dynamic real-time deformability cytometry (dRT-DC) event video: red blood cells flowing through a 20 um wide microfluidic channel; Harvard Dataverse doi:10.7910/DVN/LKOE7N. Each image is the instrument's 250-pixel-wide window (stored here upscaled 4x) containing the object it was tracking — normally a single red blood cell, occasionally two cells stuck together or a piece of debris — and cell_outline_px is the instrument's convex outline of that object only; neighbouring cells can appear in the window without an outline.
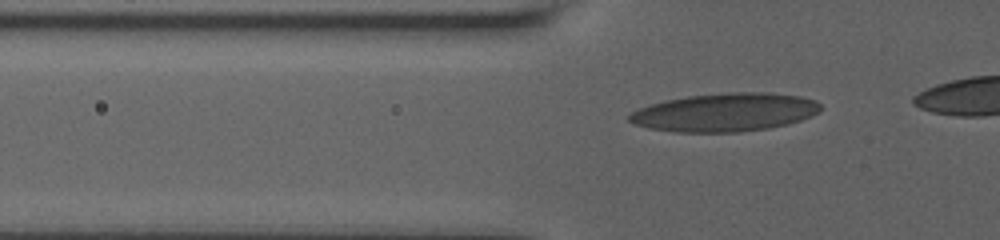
{"species": "human", "species_latin": "Homo sapiens", "temperature_condition": "room temperature", "stored_images_in_passage": 44, "camera_frame_rate_fps": 3000, "um_per_image_px": 0.085, "donor": {"sex": "male"}, "frame": {"image": 1, "passage_image": 7, "time_ms": 1.0, "image_size_px": [1000, 240], "cell_outline_px": [[824, 108], [820, 112], [812, 116], [788, 124], [768, 128], [736, 132], [676, 132], [648, 128], [632, 124], [628, 120], [628, 116], [632, 112], [640, 108], [652, 104], [668, 100], [688, 96], [728, 92], [768, 92], [800, 96], [816, 100]], "centroid_in_image_um": [61.67, 9.55], "position_along_channel_um": 64.1, "area_um2": 42.83}}
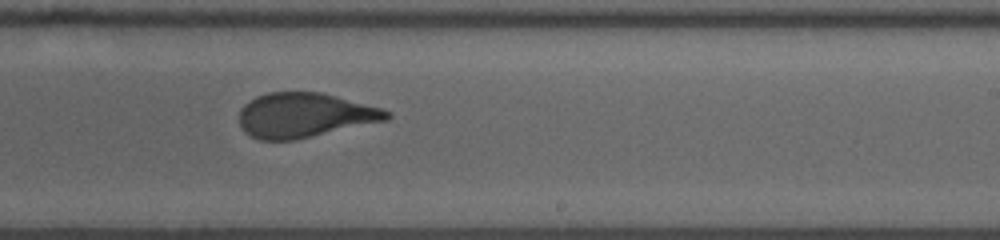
{"frame": {"image": 2, "passage_image": 31, "time_ms": 6.667, "image_size_px": [1000, 240], "cell_outline_px": [[392, 116], [388, 120], [292, 140], [260, 140], [244, 132], [240, 124], [240, 108], [244, 104], [256, 96], [268, 92], [320, 92], [380, 108], [392, 112]], "centroid_in_image_um": [25.87, 9.79], "position_along_channel_um": 263.1, "area_um2": 38.03}}
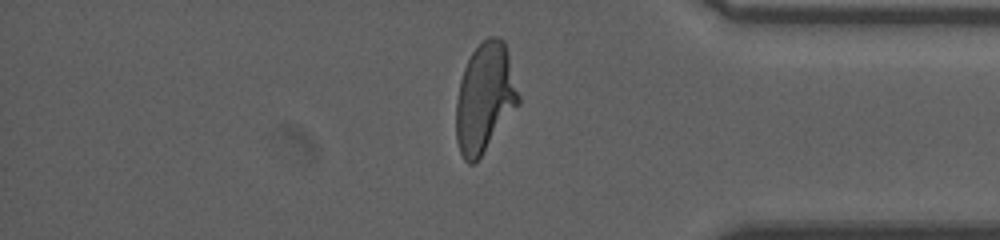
{"frame": {"image": 3, "passage_image": 42, "time_ms": 10.667, "image_size_px": [1000, 240], "cell_outline_px": [[520, 104], [480, 156], [472, 164], [468, 164], [464, 160], [460, 152], [456, 140], [456, 100], [460, 80], [464, 68], [472, 52], [488, 36], [496, 36], [504, 40], [508, 52], [520, 96]], "centroid_in_image_um": [41.21, 8.3], "position_along_channel_um": 394.0, "area_um2": 39.65}}